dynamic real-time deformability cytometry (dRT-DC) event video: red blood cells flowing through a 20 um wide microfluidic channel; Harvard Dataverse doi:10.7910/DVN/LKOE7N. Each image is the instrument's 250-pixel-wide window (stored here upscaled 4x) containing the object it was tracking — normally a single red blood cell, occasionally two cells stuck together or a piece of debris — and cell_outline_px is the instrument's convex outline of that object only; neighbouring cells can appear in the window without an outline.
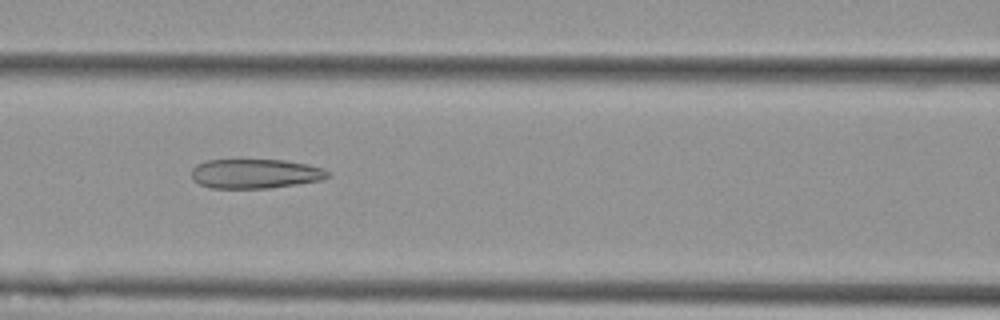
{"species": "Egyptian fruit bat (a non-hibernating species)", "species_latin": "Rousettus aegyptiacus", "temperature_condition": "cold", "stored_images_in_passage": 9, "camera_frame_rate_fps": 3000, "um_per_image_px": 0.085, "animal": {"sex": "female"}, "frame": {"image": 1, "passage_image": 6, "time_ms": 1.667, "image_size_px": [1000, 320], "cell_outline_px": [[332, 176], [320, 180], [296, 184], [268, 188], [212, 188], [200, 184], [192, 180], [192, 168], [196, 164], [208, 160], [284, 160], [308, 164], [324, 168], [332, 172]], "centroid_in_image_um": [21.73, 14.76], "position_along_channel_um": 144.9, "area_um2": 23.52}}
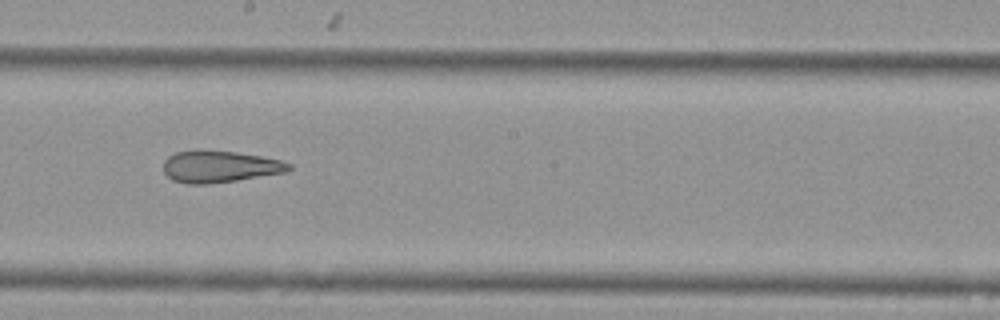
{"frame": {"image": 2, "passage_image": 8, "time_ms": 2.333, "image_size_px": [1000, 320], "cell_outline_px": [[292, 168], [288, 172], [236, 180], [208, 184], [188, 184], [172, 180], [164, 172], [164, 160], [168, 156], [176, 152], [200, 148], [236, 152], [260, 156], [280, 160], [292, 164]], "centroid_in_image_um": [18.66, 14.14], "position_along_channel_um": 229.5, "area_um2": 23.58}}
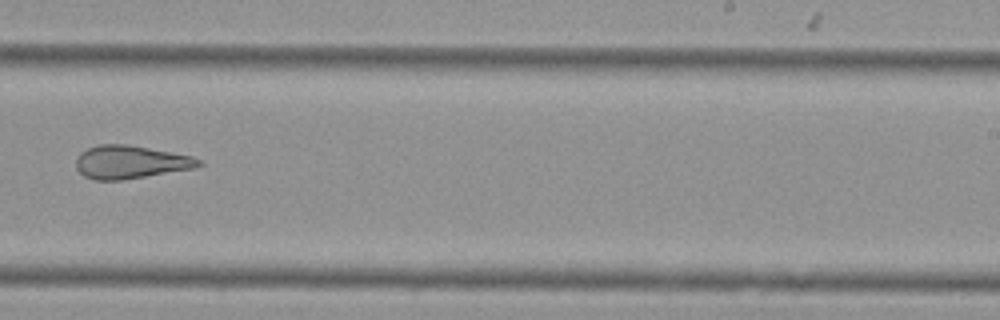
{"frame": {"image": 3, "passage_image": 9, "time_ms": 2.667, "image_size_px": [1000, 320], "cell_outline_px": [[204, 164], [196, 168], [124, 180], [92, 180], [84, 176], [76, 168], [76, 160], [80, 152], [88, 148], [100, 144], [124, 144], [148, 148], [192, 156], [200, 160]], "centroid_in_image_um": [11.08, 13.79], "position_along_channel_um": 277.9, "area_um2": 23.7}}